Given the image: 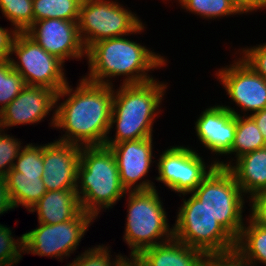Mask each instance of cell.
I'll return each mask as SVG.
<instances>
[{
    "mask_svg": "<svg viewBox=\"0 0 266 266\" xmlns=\"http://www.w3.org/2000/svg\"><path fill=\"white\" fill-rule=\"evenodd\" d=\"M79 81L75 89L67 83L57 93L54 128L65 133L57 140L79 146H104L109 133L115 85L94 83L83 76ZM62 98L65 100L60 103Z\"/></svg>",
    "mask_w": 266,
    "mask_h": 266,
    "instance_id": "cell-1",
    "label": "cell"
},
{
    "mask_svg": "<svg viewBox=\"0 0 266 266\" xmlns=\"http://www.w3.org/2000/svg\"><path fill=\"white\" fill-rule=\"evenodd\" d=\"M124 35L101 40L86 50L88 74L83 76L94 83L113 86L112 78H124L121 84H142L154 79V69L167 66V57ZM127 37V38H126ZM150 71V73H149ZM149 73V74H148Z\"/></svg>",
    "mask_w": 266,
    "mask_h": 266,
    "instance_id": "cell-2",
    "label": "cell"
},
{
    "mask_svg": "<svg viewBox=\"0 0 266 266\" xmlns=\"http://www.w3.org/2000/svg\"><path fill=\"white\" fill-rule=\"evenodd\" d=\"M167 84L157 78L142 84H120L117 89L114 87L109 133L104 144L153 137V126L156 117L159 118L162 112L160 108L168 89ZM113 128L115 134L110 137Z\"/></svg>",
    "mask_w": 266,
    "mask_h": 266,
    "instance_id": "cell-3",
    "label": "cell"
},
{
    "mask_svg": "<svg viewBox=\"0 0 266 266\" xmlns=\"http://www.w3.org/2000/svg\"><path fill=\"white\" fill-rule=\"evenodd\" d=\"M76 193L82 210L95 219L102 210L109 211L122 197L127 198L109 147L81 146Z\"/></svg>",
    "mask_w": 266,
    "mask_h": 266,
    "instance_id": "cell-4",
    "label": "cell"
},
{
    "mask_svg": "<svg viewBox=\"0 0 266 266\" xmlns=\"http://www.w3.org/2000/svg\"><path fill=\"white\" fill-rule=\"evenodd\" d=\"M158 189L127 191V214L123 240L130 248L129 257L173 238L164 203Z\"/></svg>",
    "mask_w": 266,
    "mask_h": 266,
    "instance_id": "cell-5",
    "label": "cell"
},
{
    "mask_svg": "<svg viewBox=\"0 0 266 266\" xmlns=\"http://www.w3.org/2000/svg\"><path fill=\"white\" fill-rule=\"evenodd\" d=\"M178 207L173 237L206 254L226 253L236 248V239L191 193Z\"/></svg>",
    "mask_w": 266,
    "mask_h": 266,
    "instance_id": "cell-6",
    "label": "cell"
},
{
    "mask_svg": "<svg viewBox=\"0 0 266 266\" xmlns=\"http://www.w3.org/2000/svg\"><path fill=\"white\" fill-rule=\"evenodd\" d=\"M118 0H83L78 18L80 39L87 50L101 40L142 34L146 25Z\"/></svg>",
    "mask_w": 266,
    "mask_h": 266,
    "instance_id": "cell-7",
    "label": "cell"
},
{
    "mask_svg": "<svg viewBox=\"0 0 266 266\" xmlns=\"http://www.w3.org/2000/svg\"><path fill=\"white\" fill-rule=\"evenodd\" d=\"M192 194L236 240L239 238L247 198L227 168L216 166Z\"/></svg>",
    "mask_w": 266,
    "mask_h": 266,
    "instance_id": "cell-8",
    "label": "cell"
},
{
    "mask_svg": "<svg viewBox=\"0 0 266 266\" xmlns=\"http://www.w3.org/2000/svg\"><path fill=\"white\" fill-rule=\"evenodd\" d=\"M96 220L83 210L74 218L57 224L38 223V227L23 235V254L68 259L76 253L81 239ZM68 257V258H67Z\"/></svg>",
    "mask_w": 266,
    "mask_h": 266,
    "instance_id": "cell-9",
    "label": "cell"
},
{
    "mask_svg": "<svg viewBox=\"0 0 266 266\" xmlns=\"http://www.w3.org/2000/svg\"><path fill=\"white\" fill-rule=\"evenodd\" d=\"M196 151L198 150L189 145L170 146L162 151L156 160L157 165L155 164L158 171L155 180L179 194L178 196L191 194L220 161L215 155L214 160L211 158L207 164Z\"/></svg>",
    "mask_w": 266,
    "mask_h": 266,
    "instance_id": "cell-10",
    "label": "cell"
},
{
    "mask_svg": "<svg viewBox=\"0 0 266 266\" xmlns=\"http://www.w3.org/2000/svg\"><path fill=\"white\" fill-rule=\"evenodd\" d=\"M9 61L28 86H42L60 92L68 83L64 63L47 53L25 32H19L14 41Z\"/></svg>",
    "mask_w": 266,
    "mask_h": 266,
    "instance_id": "cell-11",
    "label": "cell"
},
{
    "mask_svg": "<svg viewBox=\"0 0 266 266\" xmlns=\"http://www.w3.org/2000/svg\"><path fill=\"white\" fill-rule=\"evenodd\" d=\"M236 57L233 63L222 68L220 66L215 76L223 86L229 100L231 99V102H234L241 112L231 106H223L236 116L242 114L248 116L266 108V80L240 56Z\"/></svg>",
    "mask_w": 266,
    "mask_h": 266,
    "instance_id": "cell-12",
    "label": "cell"
},
{
    "mask_svg": "<svg viewBox=\"0 0 266 266\" xmlns=\"http://www.w3.org/2000/svg\"><path fill=\"white\" fill-rule=\"evenodd\" d=\"M104 146L109 147L115 156L120 181L126 191L156 189L153 181L145 179L150 167L156 162L153 155V137Z\"/></svg>",
    "mask_w": 266,
    "mask_h": 266,
    "instance_id": "cell-13",
    "label": "cell"
},
{
    "mask_svg": "<svg viewBox=\"0 0 266 266\" xmlns=\"http://www.w3.org/2000/svg\"><path fill=\"white\" fill-rule=\"evenodd\" d=\"M56 98L55 90L26 85L22 92L0 111V129L39 124L51 112L52 117L49 124L51 127H55Z\"/></svg>",
    "mask_w": 266,
    "mask_h": 266,
    "instance_id": "cell-14",
    "label": "cell"
},
{
    "mask_svg": "<svg viewBox=\"0 0 266 266\" xmlns=\"http://www.w3.org/2000/svg\"><path fill=\"white\" fill-rule=\"evenodd\" d=\"M25 33L63 63L86 58L77 22L55 18L34 21Z\"/></svg>",
    "mask_w": 266,
    "mask_h": 266,
    "instance_id": "cell-15",
    "label": "cell"
},
{
    "mask_svg": "<svg viewBox=\"0 0 266 266\" xmlns=\"http://www.w3.org/2000/svg\"><path fill=\"white\" fill-rule=\"evenodd\" d=\"M81 146L54 140L43 144L42 180L47 191L76 190Z\"/></svg>",
    "mask_w": 266,
    "mask_h": 266,
    "instance_id": "cell-16",
    "label": "cell"
},
{
    "mask_svg": "<svg viewBox=\"0 0 266 266\" xmlns=\"http://www.w3.org/2000/svg\"><path fill=\"white\" fill-rule=\"evenodd\" d=\"M194 123L195 136L206 150L217 156H226L231 151L236 132V115L223 104L204 109Z\"/></svg>",
    "mask_w": 266,
    "mask_h": 266,
    "instance_id": "cell-17",
    "label": "cell"
},
{
    "mask_svg": "<svg viewBox=\"0 0 266 266\" xmlns=\"http://www.w3.org/2000/svg\"><path fill=\"white\" fill-rule=\"evenodd\" d=\"M206 255L173 237L143 250L136 258L143 266H203Z\"/></svg>",
    "mask_w": 266,
    "mask_h": 266,
    "instance_id": "cell-18",
    "label": "cell"
},
{
    "mask_svg": "<svg viewBox=\"0 0 266 266\" xmlns=\"http://www.w3.org/2000/svg\"><path fill=\"white\" fill-rule=\"evenodd\" d=\"M227 169L247 199L266 191V147L241 155Z\"/></svg>",
    "mask_w": 266,
    "mask_h": 266,
    "instance_id": "cell-19",
    "label": "cell"
},
{
    "mask_svg": "<svg viewBox=\"0 0 266 266\" xmlns=\"http://www.w3.org/2000/svg\"><path fill=\"white\" fill-rule=\"evenodd\" d=\"M82 211L76 190L47 191L28 212H37L38 223L57 224L74 219Z\"/></svg>",
    "mask_w": 266,
    "mask_h": 266,
    "instance_id": "cell-20",
    "label": "cell"
},
{
    "mask_svg": "<svg viewBox=\"0 0 266 266\" xmlns=\"http://www.w3.org/2000/svg\"><path fill=\"white\" fill-rule=\"evenodd\" d=\"M4 178L14 210L20 205L30 210L47 192L42 176H25L11 169Z\"/></svg>",
    "mask_w": 266,
    "mask_h": 266,
    "instance_id": "cell-21",
    "label": "cell"
},
{
    "mask_svg": "<svg viewBox=\"0 0 266 266\" xmlns=\"http://www.w3.org/2000/svg\"><path fill=\"white\" fill-rule=\"evenodd\" d=\"M266 147V142L257 127L254 119L249 116H236V132L234 142L231 147V151L226 155L230 156L227 161H219L217 166L227 168L234 158H238L241 155ZM234 155V158L232 157ZM229 161V162H228Z\"/></svg>",
    "mask_w": 266,
    "mask_h": 266,
    "instance_id": "cell-22",
    "label": "cell"
},
{
    "mask_svg": "<svg viewBox=\"0 0 266 266\" xmlns=\"http://www.w3.org/2000/svg\"><path fill=\"white\" fill-rule=\"evenodd\" d=\"M235 250L252 266H266V228L246 217Z\"/></svg>",
    "mask_w": 266,
    "mask_h": 266,
    "instance_id": "cell-23",
    "label": "cell"
},
{
    "mask_svg": "<svg viewBox=\"0 0 266 266\" xmlns=\"http://www.w3.org/2000/svg\"><path fill=\"white\" fill-rule=\"evenodd\" d=\"M83 0H33L34 21L55 18L78 22Z\"/></svg>",
    "mask_w": 266,
    "mask_h": 266,
    "instance_id": "cell-24",
    "label": "cell"
},
{
    "mask_svg": "<svg viewBox=\"0 0 266 266\" xmlns=\"http://www.w3.org/2000/svg\"><path fill=\"white\" fill-rule=\"evenodd\" d=\"M185 12L203 18V20H215L223 17H233L242 13L229 0H176ZM169 2V0H168Z\"/></svg>",
    "mask_w": 266,
    "mask_h": 266,
    "instance_id": "cell-25",
    "label": "cell"
},
{
    "mask_svg": "<svg viewBox=\"0 0 266 266\" xmlns=\"http://www.w3.org/2000/svg\"><path fill=\"white\" fill-rule=\"evenodd\" d=\"M0 11L18 32H25L34 22L33 0H0Z\"/></svg>",
    "mask_w": 266,
    "mask_h": 266,
    "instance_id": "cell-26",
    "label": "cell"
},
{
    "mask_svg": "<svg viewBox=\"0 0 266 266\" xmlns=\"http://www.w3.org/2000/svg\"><path fill=\"white\" fill-rule=\"evenodd\" d=\"M26 83L9 60L0 61V111L22 92Z\"/></svg>",
    "mask_w": 266,
    "mask_h": 266,
    "instance_id": "cell-27",
    "label": "cell"
},
{
    "mask_svg": "<svg viewBox=\"0 0 266 266\" xmlns=\"http://www.w3.org/2000/svg\"><path fill=\"white\" fill-rule=\"evenodd\" d=\"M110 247L105 244L89 247L66 266H120L127 256L120 253L112 258Z\"/></svg>",
    "mask_w": 266,
    "mask_h": 266,
    "instance_id": "cell-28",
    "label": "cell"
},
{
    "mask_svg": "<svg viewBox=\"0 0 266 266\" xmlns=\"http://www.w3.org/2000/svg\"><path fill=\"white\" fill-rule=\"evenodd\" d=\"M34 144V145H33ZM19 152L12 170L18 171L25 176H42L43 169V144L29 143Z\"/></svg>",
    "mask_w": 266,
    "mask_h": 266,
    "instance_id": "cell-29",
    "label": "cell"
},
{
    "mask_svg": "<svg viewBox=\"0 0 266 266\" xmlns=\"http://www.w3.org/2000/svg\"><path fill=\"white\" fill-rule=\"evenodd\" d=\"M12 230L0 224V261L5 266L17 265L23 257V235L15 239Z\"/></svg>",
    "mask_w": 266,
    "mask_h": 266,
    "instance_id": "cell-30",
    "label": "cell"
},
{
    "mask_svg": "<svg viewBox=\"0 0 266 266\" xmlns=\"http://www.w3.org/2000/svg\"><path fill=\"white\" fill-rule=\"evenodd\" d=\"M0 129V177H5L13 168L15 160L22 149L23 142ZM22 142V143H21Z\"/></svg>",
    "mask_w": 266,
    "mask_h": 266,
    "instance_id": "cell-31",
    "label": "cell"
},
{
    "mask_svg": "<svg viewBox=\"0 0 266 266\" xmlns=\"http://www.w3.org/2000/svg\"><path fill=\"white\" fill-rule=\"evenodd\" d=\"M239 53V56L266 80V43L239 48L234 55H238Z\"/></svg>",
    "mask_w": 266,
    "mask_h": 266,
    "instance_id": "cell-32",
    "label": "cell"
},
{
    "mask_svg": "<svg viewBox=\"0 0 266 266\" xmlns=\"http://www.w3.org/2000/svg\"><path fill=\"white\" fill-rule=\"evenodd\" d=\"M203 266H252L236 250L207 254Z\"/></svg>",
    "mask_w": 266,
    "mask_h": 266,
    "instance_id": "cell-33",
    "label": "cell"
},
{
    "mask_svg": "<svg viewBox=\"0 0 266 266\" xmlns=\"http://www.w3.org/2000/svg\"><path fill=\"white\" fill-rule=\"evenodd\" d=\"M250 206L249 218L256 224L266 228V191L258 193L246 201Z\"/></svg>",
    "mask_w": 266,
    "mask_h": 266,
    "instance_id": "cell-34",
    "label": "cell"
},
{
    "mask_svg": "<svg viewBox=\"0 0 266 266\" xmlns=\"http://www.w3.org/2000/svg\"><path fill=\"white\" fill-rule=\"evenodd\" d=\"M18 33L12 26L10 29L0 26V61L10 59L12 47Z\"/></svg>",
    "mask_w": 266,
    "mask_h": 266,
    "instance_id": "cell-35",
    "label": "cell"
},
{
    "mask_svg": "<svg viewBox=\"0 0 266 266\" xmlns=\"http://www.w3.org/2000/svg\"><path fill=\"white\" fill-rule=\"evenodd\" d=\"M10 210H13V207L9 199L6 181L4 177H0V216Z\"/></svg>",
    "mask_w": 266,
    "mask_h": 266,
    "instance_id": "cell-36",
    "label": "cell"
},
{
    "mask_svg": "<svg viewBox=\"0 0 266 266\" xmlns=\"http://www.w3.org/2000/svg\"><path fill=\"white\" fill-rule=\"evenodd\" d=\"M250 116L254 119L266 142V108L262 109L261 111L255 112Z\"/></svg>",
    "mask_w": 266,
    "mask_h": 266,
    "instance_id": "cell-37",
    "label": "cell"
},
{
    "mask_svg": "<svg viewBox=\"0 0 266 266\" xmlns=\"http://www.w3.org/2000/svg\"><path fill=\"white\" fill-rule=\"evenodd\" d=\"M242 14L253 13V0H229Z\"/></svg>",
    "mask_w": 266,
    "mask_h": 266,
    "instance_id": "cell-38",
    "label": "cell"
},
{
    "mask_svg": "<svg viewBox=\"0 0 266 266\" xmlns=\"http://www.w3.org/2000/svg\"><path fill=\"white\" fill-rule=\"evenodd\" d=\"M120 266H143L136 257H125Z\"/></svg>",
    "mask_w": 266,
    "mask_h": 266,
    "instance_id": "cell-39",
    "label": "cell"
},
{
    "mask_svg": "<svg viewBox=\"0 0 266 266\" xmlns=\"http://www.w3.org/2000/svg\"><path fill=\"white\" fill-rule=\"evenodd\" d=\"M266 9V0H253V13Z\"/></svg>",
    "mask_w": 266,
    "mask_h": 266,
    "instance_id": "cell-40",
    "label": "cell"
}]
</instances>
